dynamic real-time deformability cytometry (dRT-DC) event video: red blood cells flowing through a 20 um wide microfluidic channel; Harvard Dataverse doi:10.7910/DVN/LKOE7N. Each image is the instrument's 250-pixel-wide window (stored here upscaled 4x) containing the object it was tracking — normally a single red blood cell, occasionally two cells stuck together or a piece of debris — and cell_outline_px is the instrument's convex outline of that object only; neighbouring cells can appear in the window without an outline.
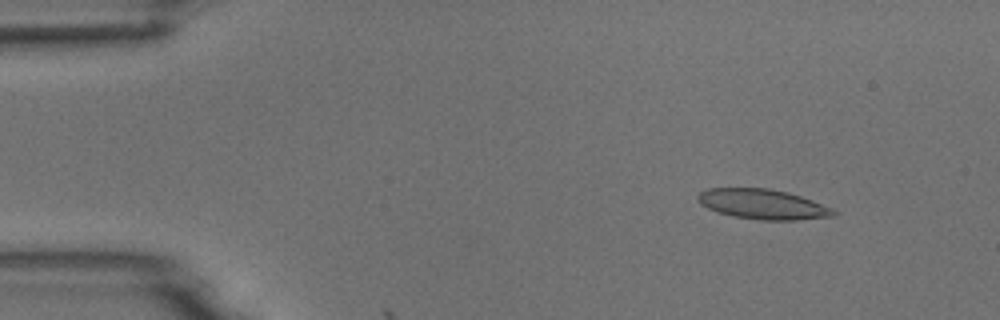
{"species": "common noctule bat (a hibernating species)", "species_latin": "Nyctalus noctula", "temperature_condition": "room temperature", "stored_images_in_passage": 8, "camera_frame_rate_fps": 3000, "um_per_image_px": 0.085, "animal": {"sex": "male", "body_mass_g": 18.8}, "frame": {"image": 1, "passage_image": 6, "time_ms": 1.667, "image_size_px": [1000, 320], "cell_outline_px": [[840, 212], [836, 216], [796, 220], [760, 220], [732, 216], [716, 212], [700, 204], [696, 200], [696, 196], [700, 192], [708, 188], [768, 188], [788, 192], [812, 200], [832, 208]], "centroid_in_image_um": [64.83, 17.36], "position_along_channel_um": 20.2, "area_um2": 23.99}}